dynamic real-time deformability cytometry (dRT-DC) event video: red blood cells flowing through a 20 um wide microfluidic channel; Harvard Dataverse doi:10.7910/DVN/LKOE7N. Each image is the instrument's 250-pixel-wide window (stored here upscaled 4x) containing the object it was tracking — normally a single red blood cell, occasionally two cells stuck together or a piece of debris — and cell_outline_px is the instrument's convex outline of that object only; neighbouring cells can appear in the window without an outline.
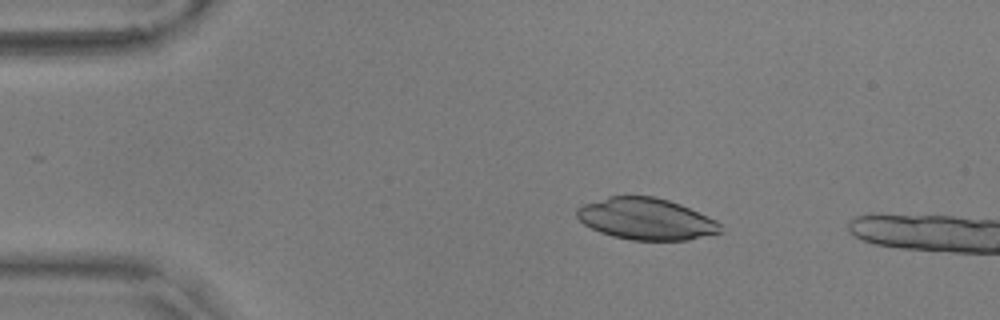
{"species": "common noctule bat (a hibernating species)", "species_latin": "Nyctalus noctula", "temperature_condition": "warm", "stored_images_in_passage": 8, "camera_frame_rate_fps": 3000, "um_per_image_px": 0.085, "animal": {"sex": "male", "body_mass_g": 17.9, "forearm_length_mm": 54.2}, "frame": {"image": 1, "passage_image": 3, "time_ms": 0.667, "image_size_px": [1000, 320], "cell_outline_px": [[724, 232], [688, 240], [632, 240], [612, 236], [600, 232], [584, 224], [576, 216], [576, 208], [584, 204], [608, 196], [652, 196], [668, 200], [680, 204], [708, 216], [716, 220], [720, 224]], "centroid_in_image_um": [54.93, 18.61], "position_along_channel_um": 30.1, "area_um2": 34.85}}